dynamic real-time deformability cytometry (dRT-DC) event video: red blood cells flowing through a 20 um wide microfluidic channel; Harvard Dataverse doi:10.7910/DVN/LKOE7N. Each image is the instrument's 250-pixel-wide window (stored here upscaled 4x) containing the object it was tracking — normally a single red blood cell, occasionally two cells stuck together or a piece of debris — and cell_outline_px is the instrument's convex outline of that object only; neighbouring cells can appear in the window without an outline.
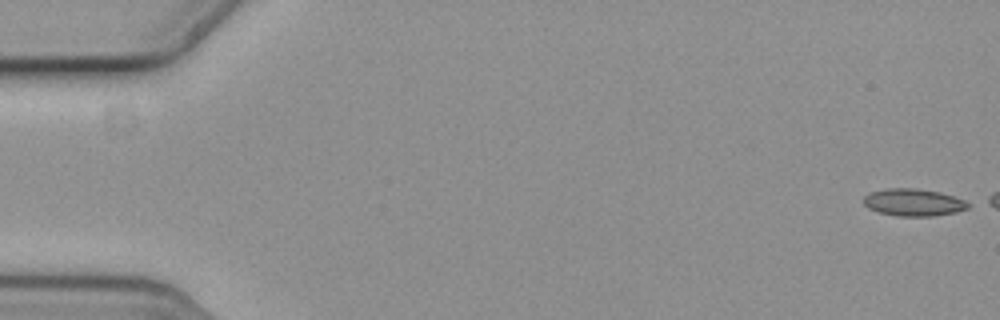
{"species": "common noctule bat (a hibernating species)", "species_latin": "Nyctalus noctula", "temperature_condition": "cold", "stored_images_in_passage": 7, "camera_frame_rate_fps": 3000, "um_per_image_px": 0.085, "animal": {"sex": "female", "body_mass_g": 19.3, "forearm_length_mm": 54.1}, "frame": {"image": 1, "passage_image": 1, "time_ms": 0.0, "image_size_px": [1000, 320], "cell_outline_px": [[968, 208], [956, 212], [932, 216], [896, 216], [880, 212], [868, 208], [864, 204], [864, 196], [868, 192], [888, 188], [916, 188], [940, 192], [964, 200], [968, 204]], "centroid_in_image_um": [77.61, 17.2], "position_along_channel_um": 7.4, "area_um2": 16.53}}